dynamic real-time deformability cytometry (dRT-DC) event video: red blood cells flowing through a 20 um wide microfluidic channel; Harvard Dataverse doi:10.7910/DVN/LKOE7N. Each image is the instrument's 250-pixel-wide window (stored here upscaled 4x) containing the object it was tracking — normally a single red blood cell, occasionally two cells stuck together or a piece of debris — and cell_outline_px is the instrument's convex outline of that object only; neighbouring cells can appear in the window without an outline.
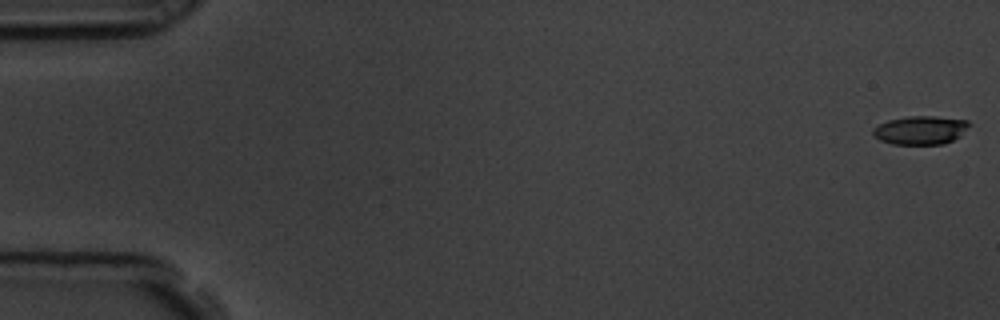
{"species": "common noctule bat (a hibernating species)", "species_latin": "Nyctalus noctula", "temperature_condition": "room temperature", "stored_images_in_passage": 58, "camera_frame_rate_fps": 3000, "um_per_image_px": 0.085, "animal": {"sex": "male", "body_mass_g": 19.5, "forearm_length_mm": 54.6}, "frame": {"image": 1, "passage_image": 1, "time_ms": 0.0, "image_size_px": [1000, 320], "cell_outline_px": [[972, 124], [952, 140], [944, 144], [892, 144], [880, 140], [872, 136], [872, 128], [888, 120], [908, 116], [932, 116], [968, 120]], "centroid_in_image_um": [78.2, 11.06], "position_along_channel_um": 6.8, "area_um2": 15.95}}
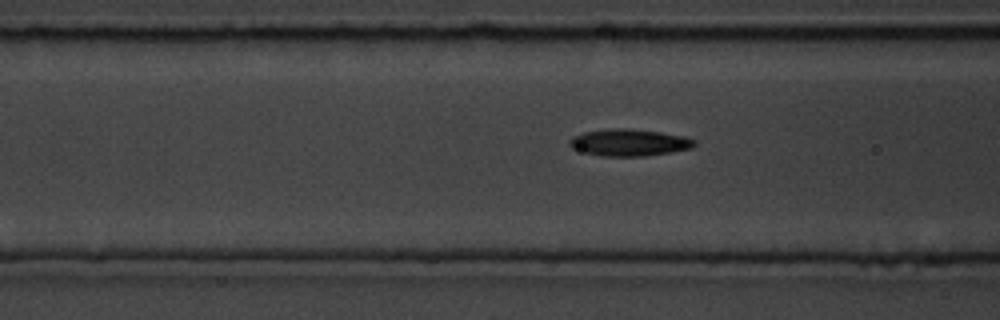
{"frame": {"image": 2, "passage_image": 23, "time_ms": 7.333, "image_size_px": [1000, 320], "cell_outline_px": [[696, 144], [692, 148], [672, 152], [644, 156], [604, 156], [584, 152], [572, 148], [568, 144], [568, 140], [572, 136], [584, 132], [616, 128], [628, 128], [660, 132], [684, 136], [696, 140]], "centroid_in_image_um": [53.48, 12.11], "position_along_channel_um": 113.1, "area_um2": 19.59}}
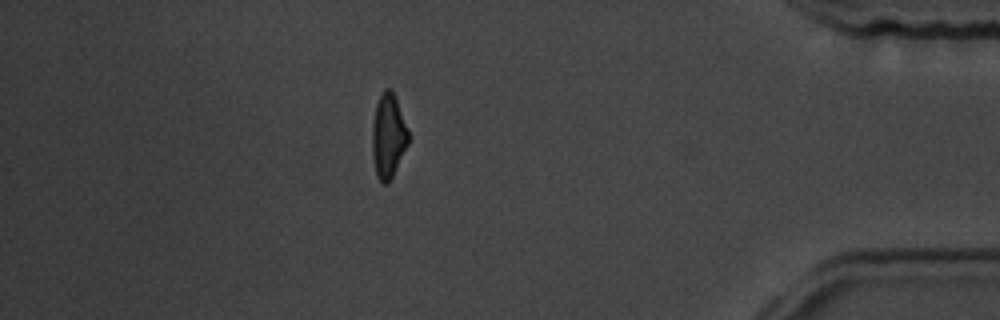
{"frame": {"image": 3, "passage_image": 51, "time_ms": 16.667, "image_size_px": [1000, 320], "cell_outline_px": [[408, 144], [392, 176], [384, 184], [376, 176], [372, 152], [372, 124], [376, 104], [384, 88], [392, 88], [408, 128]], "centroid_in_image_um": [32.99, 11.5], "position_along_channel_um": 402.2, "area_um2": 17.63}, "authors_computed_cell_mechanics": {"area_um2": 18.2648, "velocity_mm_per_s": 3.5446, "shape_relaxation_time_tau1_ms": 3.2736, "shape_relaxation_time_tau2_ms": 1.7895, "deformation_change_tau1": 0.1528, "deformation_change_tau2": 0.0831}}